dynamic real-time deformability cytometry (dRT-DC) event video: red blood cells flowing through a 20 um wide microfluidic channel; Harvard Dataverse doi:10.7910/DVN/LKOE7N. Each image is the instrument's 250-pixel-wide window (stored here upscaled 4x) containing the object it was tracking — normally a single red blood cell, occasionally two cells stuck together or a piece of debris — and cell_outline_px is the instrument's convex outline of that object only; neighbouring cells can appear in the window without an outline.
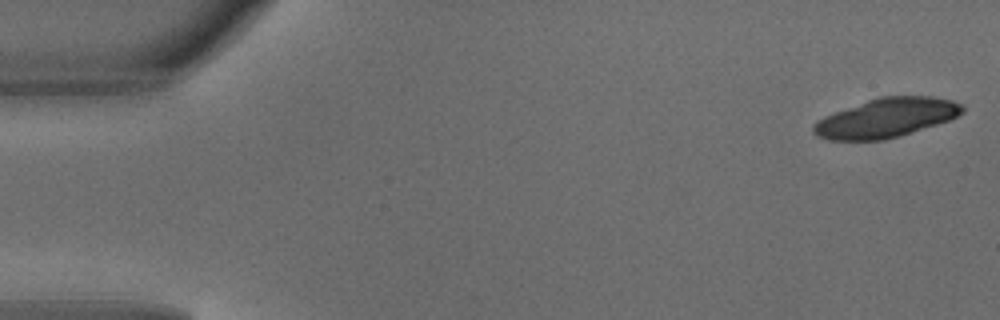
{"species": "common noctule bat (a hibernating species)", "species_latin": "Nyctalus noctula", "temperature_condition": "warm", "stored_images_in_passage": 6, "camera_frame_rate_fps": 3000, "um_per_image_px": 0.085, "animal": {"sex": "male", "body_mass_g": 18.8}, "frame": {"image": 1, "passage_image": 1, "time_ms": 0.0, "image_size_px": [1000, 320], "cell_outline_px": [[964, 112], [948, 120], [936, 124], [884, 140], [828, 140], [816, 136], [812, 132], [812, 124], [816, 120], [824, 116], [868, 100], [880, 96], [932, 96], [952, 100], [964, 104]], "centroid_in_image_um": [75.3, 10.01], "position_along_channel_um": 9.7, "area_um2": 33.81}}
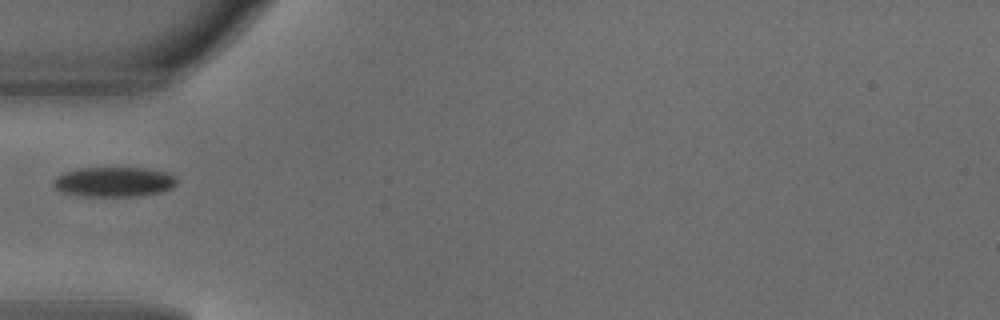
{"frame": {"image": 2, "passage_image": 5, "time_ms": 1.333, "image_size_px": [1000, 320], "cell_outline_px": [[176, 184], [172, 188], [160, 192], [140, 196], [80, 196], [60, 192], [52, 184], [52, 180], [56, 176], [64, 172], [80, 168], [144, 168], [168, 172], [176, 176]], "centroid_in_image_um": [9.67, 15.46], "position_along_channel_um": 75.3, "area_um2": 21.68}}
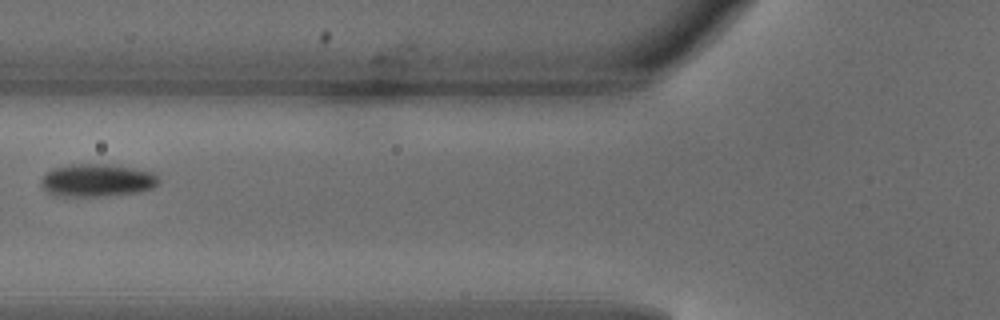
{"frame": {"image": 3, "passage_image": 6, "time_ms": 1.667, "image_size_px": [1000, 320], "cell_outline_px": [[160, 180], [152, 188], [140, 192], [100, 196], [52, 196], [40, 184], [40, 180], [52, 168], [68, 164], [108, 164], [132, 168], [152, 172]], "centroid_in_image_um": [8.21, 15.33], "position_along_channel_um": 117.6, "area_um2": 22.43}}